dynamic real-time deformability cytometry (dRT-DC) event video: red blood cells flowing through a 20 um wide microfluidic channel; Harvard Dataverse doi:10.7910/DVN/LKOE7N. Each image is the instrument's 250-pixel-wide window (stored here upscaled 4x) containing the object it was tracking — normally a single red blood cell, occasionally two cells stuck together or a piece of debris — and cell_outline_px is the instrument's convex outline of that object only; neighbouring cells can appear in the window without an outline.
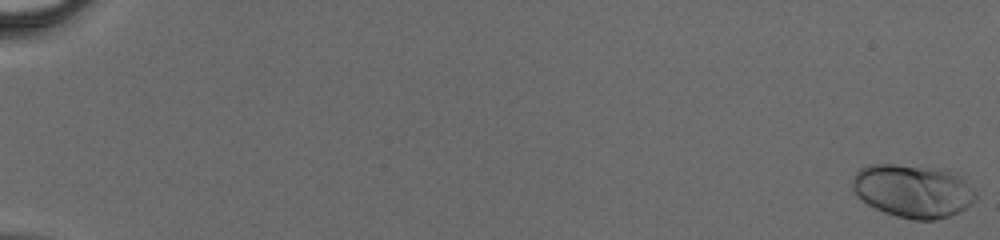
{"species": "human", "species_latin": "Homo sapiens", "temperature_condition": "cold", "stored_images_in_passage": 31, "camera_frame_rate_fps": 3000, "um_per_image_px": 0.085, "donor": {"sex": "male"}, "frame": {"image": 1, "passage_image": 1, "time_ms": 0.0, "image_size_px": [1000, 240], "cell_outline_px": [[976, 196], [964, 208], [948, 216], [932, 220], [912, 220], [896, 216], [884, 212], [868, 204], [856, 196], [848, 184], [852, 176], [860, 168], [868, 164], [896, 164], [940, 168], [956, 172], [976, 192]], "centroid_in_image_um": [77.52, 16.2], "position_along_channel_um": 7.5, "area_um2": 38.49}}
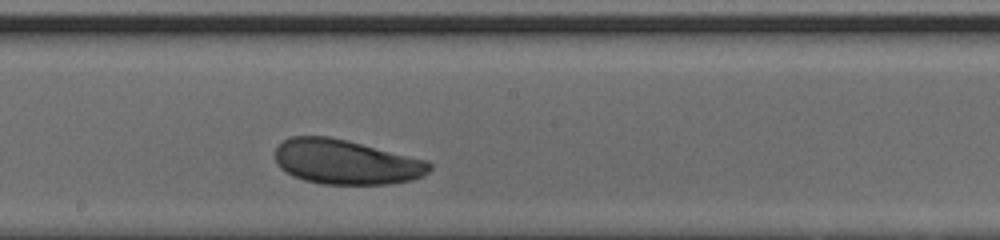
{"frame": {"image": 2, "passage_image": 20, "time_ms": 6.333, "image_size_px": [1000, 240], "cell_outline_px": [[432, 168], [428, 172], [412, 180], [388, 184], [324, 184], [304, 180], [292, 176], [280, 168], [276, 164], [276, 148], [284, 140], [292, 136], [328, 136], [348, 140], [428, 160], [432, 164]], "centroid_in_image_um": [29.41, 13.76], "position_along_channel_um": 218.8, "area_um2": 40.34}}
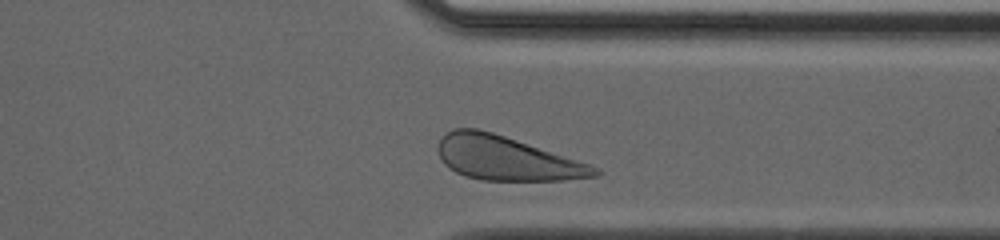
{"frame": {"image": 3, "passage_image": 30, "time_ms": 9.667, "image_size_px": [1000, 240], "cell_outline_px": [[604, 172], [596, 176], [560, 180], [484, 180], [464, 176], [448, 168], [444, 164], [436, 148], [440, 136], [456, 128], [476, 128], [492, 132], [600, 168]], "centroid_in_image_um": [42.99, 13.46], "position_along_channel_um": 368.4, "area_um2": 39.77}}